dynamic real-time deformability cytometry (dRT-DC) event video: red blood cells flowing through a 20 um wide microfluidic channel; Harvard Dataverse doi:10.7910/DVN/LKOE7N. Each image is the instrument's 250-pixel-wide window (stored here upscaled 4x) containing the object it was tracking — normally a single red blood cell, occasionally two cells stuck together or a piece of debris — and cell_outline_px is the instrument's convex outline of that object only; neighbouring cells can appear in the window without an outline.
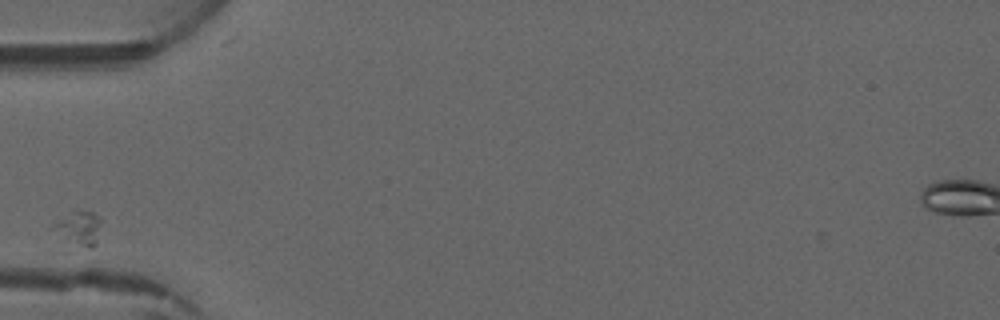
{"species": "common noctule bat (a hibernating species)", "species_latin": "Nyctalus noctula", "temperature_condition": "warm", "stored_images_in_passage": 1, "camera_frame_rate_fps": 3000, "um_per_image_px": 0.085, "animal": {"sex": "male", "forearm_length_mm": 52.5}, "frame": {"image": 1, "passage_image": 1, "time_ms": 0.0, "image_size_px": [1000, 320], "cell_outline_px": [[100, 224], [96, 244], [92, 248], [68, 252], [60, 252], [48, 228], [56, 220], [80, 208], [92, 212], [100, 220]], "centroid_in_image_um": [6.44, 19.64], "position_along_channel_um": 78.6, "area_um2": 11.85}}